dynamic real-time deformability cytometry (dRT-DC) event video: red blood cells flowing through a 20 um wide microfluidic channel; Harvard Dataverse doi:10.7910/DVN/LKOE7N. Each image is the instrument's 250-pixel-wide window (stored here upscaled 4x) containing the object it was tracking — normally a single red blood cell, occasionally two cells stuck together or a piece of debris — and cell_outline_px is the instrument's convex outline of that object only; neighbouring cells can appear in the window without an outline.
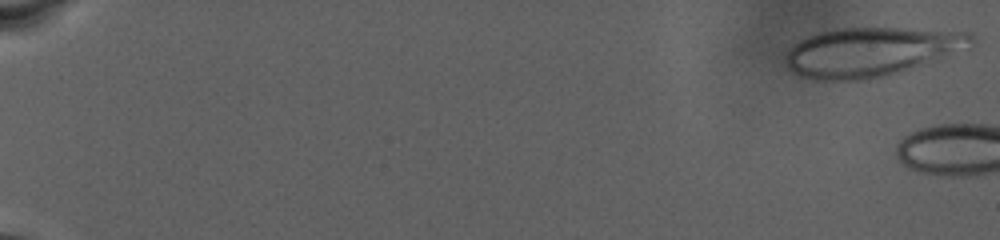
{"species": "human", "species_latin": "Homo sapiens", "temperature_condition": "warm", "stored_images_in_passage": 8, "camera_frame_rate_fps": 3000, "um_per_image_px": 0.085, "donor": {"sex": "male"}, "frame": {"image": 1, "passage_image": 1, "time_ms": 0.0, "image_size_px": [1000, 240], "cell_outline_px": [[976, 40], [968, 48], [940, 60], [888, 76], [860, 80], [816, 80], [800, 76], [792, 72], [788, 68], [788, 52], [800, 40], [808, 36], [820, 32], [840, 28], [904, 28], [972, 32], [976, 36]], "centroid_in_image_um": [74.15, 4.41], "position_along_channel_um": 10.8, "area_um2": 53.41}}